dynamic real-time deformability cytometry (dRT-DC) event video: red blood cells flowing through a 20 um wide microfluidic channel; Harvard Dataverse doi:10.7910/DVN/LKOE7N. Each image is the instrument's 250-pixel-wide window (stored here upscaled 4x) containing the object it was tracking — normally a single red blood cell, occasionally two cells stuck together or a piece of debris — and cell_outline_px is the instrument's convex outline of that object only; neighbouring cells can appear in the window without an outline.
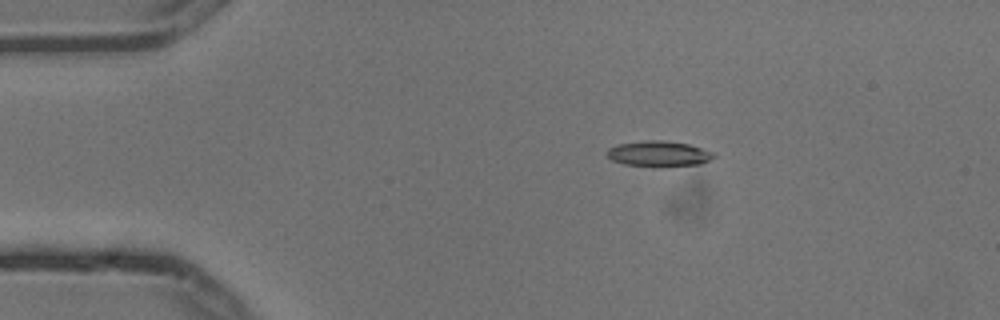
{"species": "common noctule bat (a hibernating species)", "species_latin": "Nyctalus noctula", "temperature_condition": "cold", "stored_images_in_passage": 6, "camera_frame_rate_fps": 3000, "um_per_image_px": 0.085, "animal": {"sex": "male", "body_mass_g": 13.3}, "frame": {"image": 1, "passage_image": 3, "time_ms": 0.667, "image_size_px": [1000, 320], "cell_outline_px": [[716, 156], [700, 164], [624, 164], [612, 160], [604, 152], [608, 148], [620, 144], [644, 140], [664, 140], [688, 144], [712, 152]], "centroid_in_image_um": [55.94, 13.02], "position_along_channel_um": 29.1, "area_um2": 15.03}}
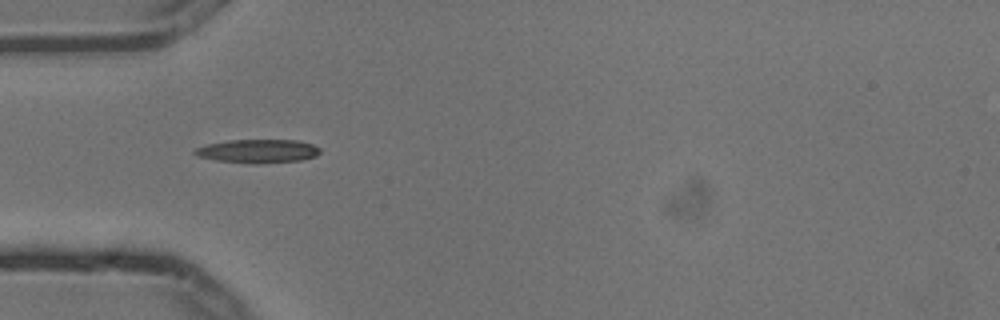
{"frame": {"image": 2, "passage_image": 5, "time_ms": 1.333, "image_size_px": [1000, 320], "cell_outline_px": [[320, 152], [316, 156], [300, 160], [256, 164], [252, 164], [216, 160], [196, 156], [192, 152], [196, 148], [208, 144], [228, 140], [300, 140], [312, 144], [320, 148]], "centroid_in_image_um": [21.92, 12.84], "position_along_channel_um": 63.1, "area_um2": 17.28}}
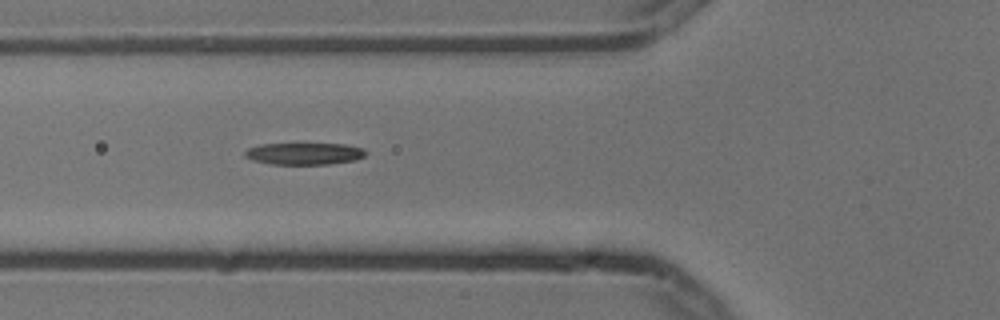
{"frame": {"image": 3, "passage_image": 6, "time_ms": 1.667, "image_size_px": [1000, 320], "cell_outline_px": [[368, 152], [364, 156], [356, 160], [328, 164], [272, 164], [252, 160], [244, 156], [244, 152], [248, 148], [260, 144], [344, 144], [364, 148]], "centroid_in_image_um": [25.88, 13.06], "position_along_channel_um": 99.9, "area_um2": 15.43}}